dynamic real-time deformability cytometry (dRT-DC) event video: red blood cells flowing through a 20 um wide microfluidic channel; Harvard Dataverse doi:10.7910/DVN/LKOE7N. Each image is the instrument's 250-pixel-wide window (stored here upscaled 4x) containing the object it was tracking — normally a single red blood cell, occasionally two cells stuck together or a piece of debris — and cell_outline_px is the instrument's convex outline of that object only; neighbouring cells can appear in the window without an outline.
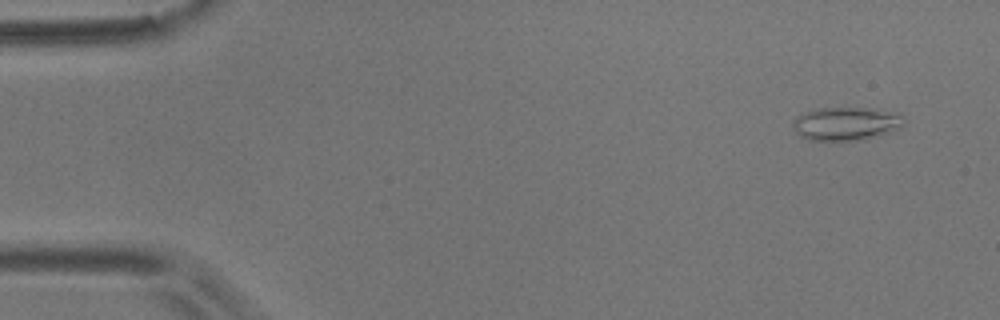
{"species": "common noctule bat (a hibernating species)", "species_latin": "Nyctalus noctula", "temperature_condition": "room temperature", "stored_images_in_passage": 5, "camera_frame_rate_fps": 3000, "um_per_image_px": 0.085, "animal": {"sex": "male", "body_mass_g": 17.9}, "frame": {"image": 1, "passage_image": 2, "time_ms": 1.0, "image_size_px": [1000, 320], "cell_outline_px": [[904, 124], [900, 128], [876, 136], [860, 140], [808, 140], [800, 136], [796, 132], [792, 124], [792, 120], [796, 116], [804, 112], [816, 108], [864, 108], [900, 112], [904, 116]], "centroid_in_image_um": [71.91, 10.5], "position_along_channel_um": 13.1, "area_um2": 21.73}}